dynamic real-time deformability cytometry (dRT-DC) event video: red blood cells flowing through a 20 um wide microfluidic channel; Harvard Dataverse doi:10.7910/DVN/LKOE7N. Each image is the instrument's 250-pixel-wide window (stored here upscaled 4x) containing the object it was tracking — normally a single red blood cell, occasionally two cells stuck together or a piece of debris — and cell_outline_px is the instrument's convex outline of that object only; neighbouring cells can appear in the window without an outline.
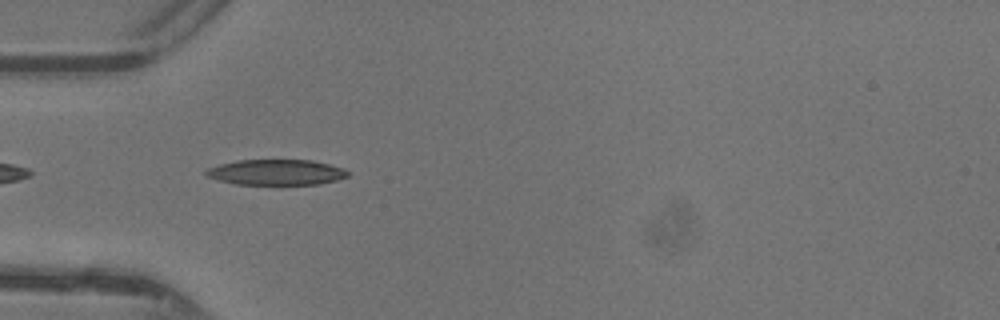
{"species": "common noctule bat (a hibernating species)", "species_latin": "Nyctalus noctula", "temperature_condition": "warm", "stored_images_in_passage": 31, "camera_frame_rate_fps": 3000, "um_per_image_px": 0.085, "animal": {"sex": "female"}, "frame": {"image": 1, "passage_image": 2, "time_ms": 0.333, "image_size_px": [1000, 320], "cell_outline_px": [[352, 172], [348, 176], [336, 180], [320, 184], [236, 184], [204, 176], [204, 172], [208, 168], [220, 164], [240, 160], [312, 160], [344, 168]], "centroid_in_image_um": [23.51, 14.64], "position_along_channel_um": 61.5, "area_um2": 21.1}}
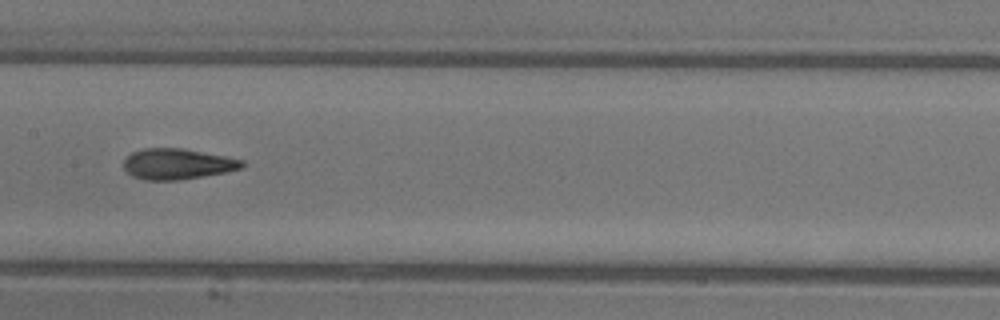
{"frame": {"image": 2, "passage_image": 11, "time_ms": 3.333, "image_size_px": [1000, 320], "cell_outline_px": [[244, 168], [224, 172], [180, 180], [144, 180], [132, 176], [124, 168], [124, 160], [132, 152], [144, 148], [184, 148], [244, 160]], "centroid_in_image_um": [15.08, 13.93], "position_along_channel_um": 192.3, "area_um2": 21.15}}
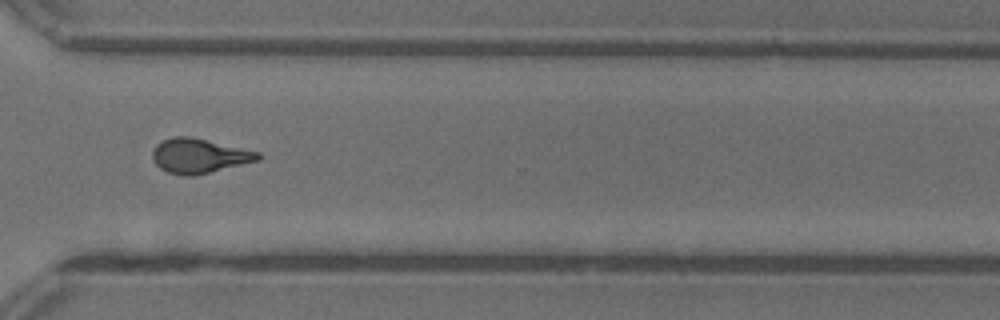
{"frame": {"image": 3, "passage_image": 22, "time_ms": 7.0, "image_size_px": [1000, 320], "cell_outline_px": [[264, 156], [260, 160], [192, 176], [184, 176], [168, 172], [160, 168], [152, 160], [152, 152], [156, 144], [172, 136], [188, 136], [260, 152]], "centroid_in_image_um": [16.93, 13.25], "position_along_channel_um": 353.7, "area_um2": 21.15}, "authors_computed_cell_mechanics": {"area_um2": 20.9814, "velocity_mm_per_s": 4.4159, "shape_relaxation_time_tau1_ms": 4.1755, "shape_relaxation_time_tau2_ms": 1.4401, "deformation_change_tau1": 0.2002, "deformation_change_tau2": 0.1091}}